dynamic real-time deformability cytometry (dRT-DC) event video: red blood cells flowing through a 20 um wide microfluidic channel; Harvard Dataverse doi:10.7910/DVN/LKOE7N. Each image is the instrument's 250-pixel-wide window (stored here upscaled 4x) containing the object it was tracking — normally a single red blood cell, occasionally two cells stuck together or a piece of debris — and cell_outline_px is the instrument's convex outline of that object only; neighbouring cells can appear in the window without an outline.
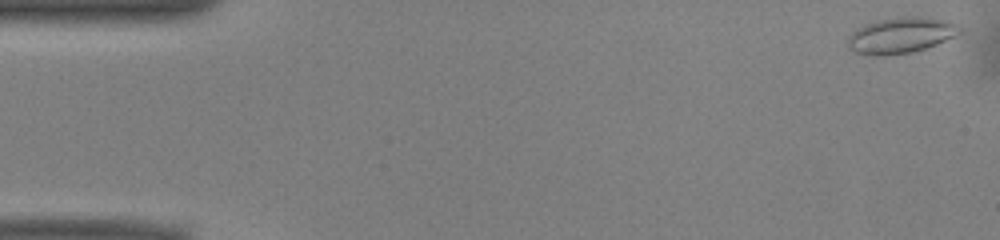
{"species": "common noctule bat (a hibernating species)", "species_latin": "Nyctalus noctula", "temperature_condition": "warm", "stored_images_in_passage": 14, "camera_frame_rate_fps": 3000, "um_per_image_px": 0.085, "animal": {"sex": "male", "body_mass_g": 13.0, "forearm_length_mm": 53.1}, "frame": {"image": 1, "passage_image": 1, "time_ms": 0.0, "image_size_px": [1000, 240], "cell_outline_px": [[964, 28], [956, 36], [936, 44], [912, 52], [884, 56], [876, 56], [852, 52], [848, 48], [848, 36], [856, 28], [864, 24], [876, 20], [900, 16], [920, 16], [948, 20]], "centroid_in_image_um": [76.56, 2.99], "position_along_channel_um": 8.4, "area_um2": 23.81}}